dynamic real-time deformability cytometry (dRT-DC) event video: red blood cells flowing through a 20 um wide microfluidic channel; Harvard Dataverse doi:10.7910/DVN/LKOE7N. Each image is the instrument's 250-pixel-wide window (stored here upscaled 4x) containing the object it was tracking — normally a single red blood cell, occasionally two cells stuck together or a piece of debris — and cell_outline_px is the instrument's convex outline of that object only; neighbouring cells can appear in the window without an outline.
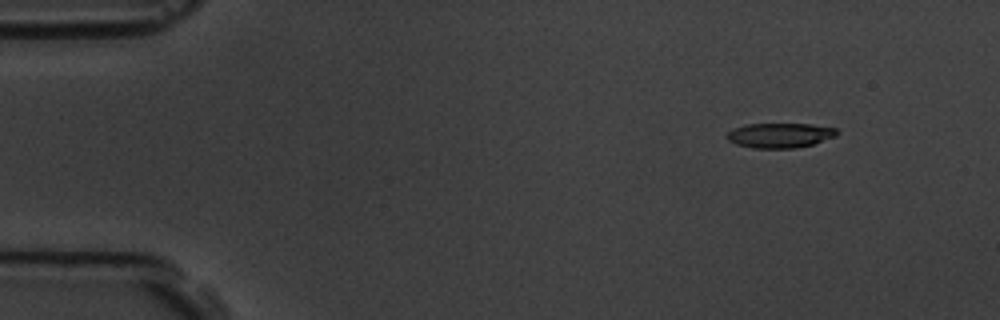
{"species": "common noctule bat (a hibernating species)", "species_latin": "Nyctalus noctula", "temperature_condition": "room temperature", "stored_images_in_passage": 5, "camera_frame_rate_fps": 3000, "um_per_image_px": 0.085, "animal": {"sex": "male", "body_mass_g": 19.5, "forearm_length_mm": 54.6}, "frame": {"image": 1, "passage_image": 1, "time_ms": 0.0, "image_size_px": [1000, 320], "cell_outline_px": [[840, 132], [836, 136], [812, 144], [796, 148], [752, 148], [736, 144], [728, 140], [724, 136], [732, 128], [748, 124], [812, 124], [836, 128]], "centroid_in_image_um": [66.28, 11.5], "position_along_channel_um": 18.7, "area_um2": 16.01}}
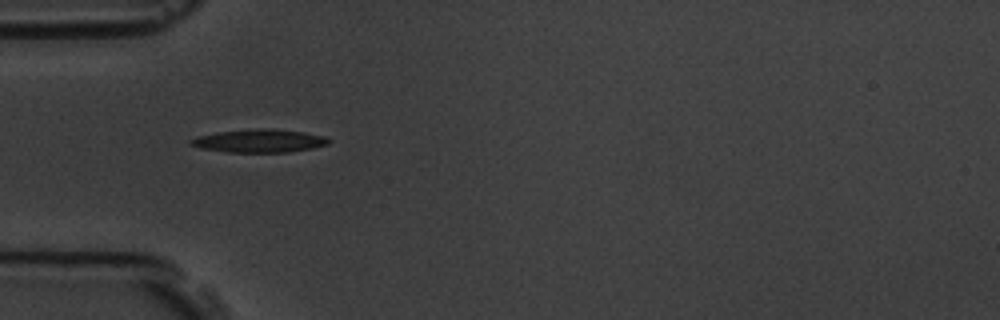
{"frame": {"image": 2, "passage_image": 4, "time_ms": 3.667, "image_size_px": [1000, 320], "cell_outline_px": [[332, 140], [328, 144], [312, 148], [288, 152], [228, 152], [200, 148], [188, 144], [188, 140], [200, 136], [220, 132], [260, 128], [268, 128], [304, 132], [324, 136]], "centroid_in_image_um": [22.06, 11.98], "position_along_channel_um": 62.9, "area_um2": 18.44}}
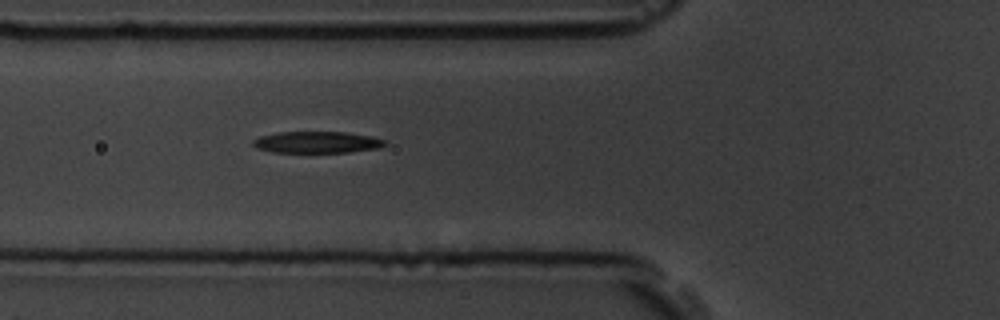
{"frame": {"image": 3, "passage_image": 5, "time_ms": 4.667, "image_size_px": [1000, 320], "cell_outline_px": [[388, 144], [380, 148], [348, 152], [272, 152], [256, 148], [252, 144], [252, 140], [260, 136], [280, 132], [344, 132], [372, 136], [388, 140]], "centroid_in_image_um": [26.99, 12.09], "position_along_channel_um": 98.8, "area_um2": 16.7}}